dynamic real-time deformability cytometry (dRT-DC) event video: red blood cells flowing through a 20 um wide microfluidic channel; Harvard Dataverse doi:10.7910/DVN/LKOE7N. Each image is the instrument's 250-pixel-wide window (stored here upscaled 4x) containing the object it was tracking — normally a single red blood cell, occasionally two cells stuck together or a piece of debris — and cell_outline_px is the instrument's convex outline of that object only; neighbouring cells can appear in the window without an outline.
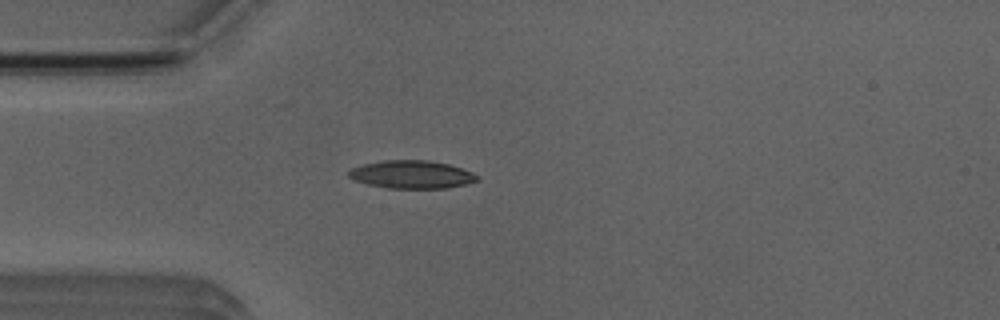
{"species": "Egyptian fruit bat (a non-hibernating species)", "species_latin": "Rousettus aegyptiacus", "temperature_condition": "room temperature", "stored_images_in_passage": 3, "camera_frame_rate_fps": 3000, "um_per_image_px": 0.085, "animal": {"sex": "male"}, "frame": {"image": 1, "passage_image": 3, "time_ms": 2.667, "image_size_px": [1000, 320], "cell_outline_px": [[480, 180], [468, 184], [444, 188], [388, 188], [368, 184], [352, 180], [348, 176], [348, 172], [352, 168], [360, 164], [384, 160], [428, 160], [448, 164], [472, 172], [480, 176]], "centroid_in_image_um": [34.99, 14.83], "position_along_channel_um": 50.0, "area_um2": 21.1}}